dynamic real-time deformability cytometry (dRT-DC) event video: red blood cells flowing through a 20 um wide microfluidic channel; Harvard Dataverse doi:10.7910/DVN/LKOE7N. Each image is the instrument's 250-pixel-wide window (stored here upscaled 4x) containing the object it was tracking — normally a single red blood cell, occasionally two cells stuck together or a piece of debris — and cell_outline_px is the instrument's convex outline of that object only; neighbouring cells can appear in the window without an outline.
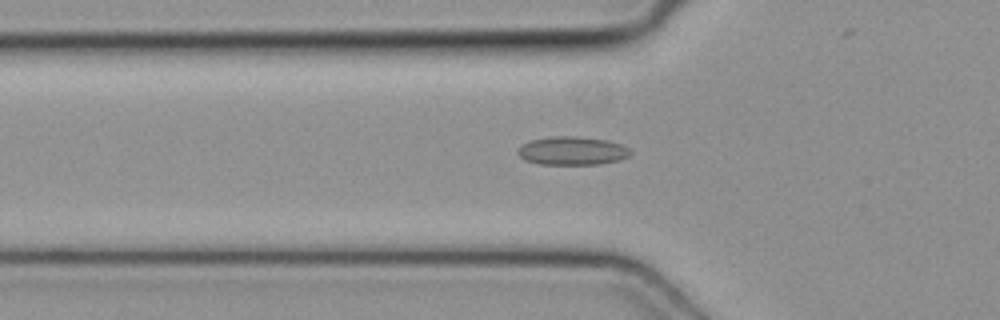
{"species": "common noctule bat (a hibernating species)", "species_latin": "Nyctalus noctula", "temperature_condition": "cold", "stored_images_in_passage": 46, "camera_frame_rate_fps": 3000, "um_per_image_px": 0.085, "animal": {"sex": "female", "body_mass_g": 19.3, "forearm_length_mm": 54.1}, "frame": {"image": 1, "passage_image": 14, "time_ms": 4.333, "image_size_px": [1000, 320], "cell_outline_px": [[632, 152], [628, 156], [620, 160], [600, 164], [540, 164], [524, 160], [516, 152], [528, 140], [552, 136], [576, 136], [608, 140], [620, 144], [628, 148]], "centroid_in_image_um": [48.64, 12.81], "position_along_channel_um": 77.2, "area_um2": 18.67}}
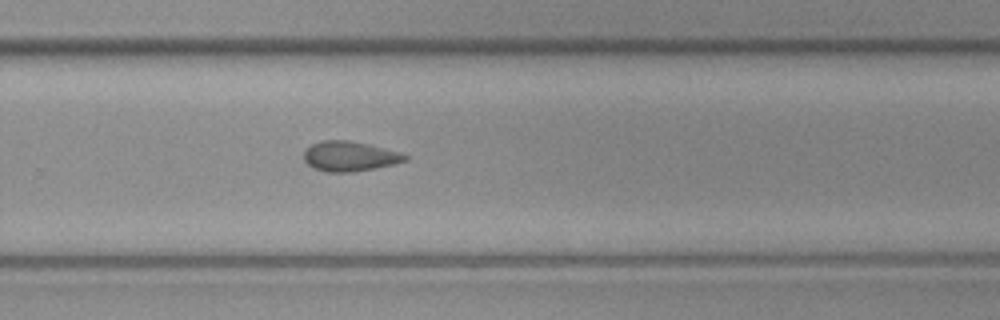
{"frame": {"image": 2, "passage_image": 30, "time_ms": 9.667, "image_size_px": [1000, 320], "cell_outline_px": [[408, 160], [396, 164], [352, 172], [328, 172], [312, 168], [304, 160], [304, 148], [320, 140], [348, 140], [368, 144], [396, 152], [408, 156]], "centroid_in_image_um": [29.67, 13.28], "position_along_channel_um": 300.1, "area_um2": 17.63}}
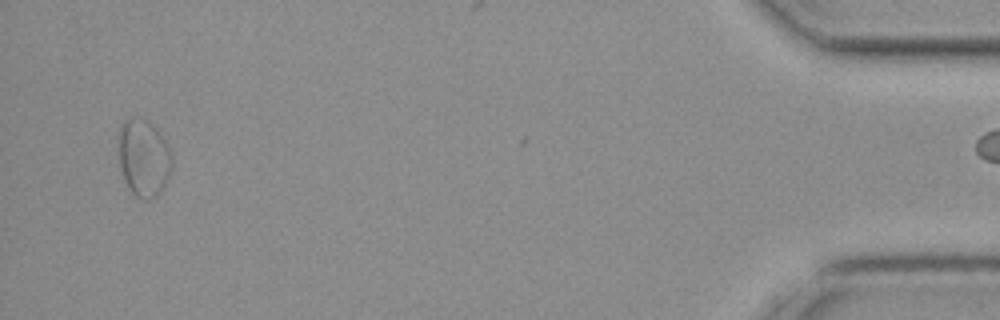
{"frame": {"image": 3, "passage_image": 45, "time_ms": 14.667, "image_size_px": [1000, 320], "cell_outline_px": [[172, 168], [168, 180], [160, 192], [156, 196], [148, 200], [140, 200], [128, 188], [124, 180], [120, 168], [120, 124], [124, 120], [132, 116], [140, 116], [148, 120], [156, 128], [164, 140], [172, 156]], "centroid_in_image_um": [12.22, 13.42], "position_along_channel_um": 423.0, "area_um2": 24.22}}